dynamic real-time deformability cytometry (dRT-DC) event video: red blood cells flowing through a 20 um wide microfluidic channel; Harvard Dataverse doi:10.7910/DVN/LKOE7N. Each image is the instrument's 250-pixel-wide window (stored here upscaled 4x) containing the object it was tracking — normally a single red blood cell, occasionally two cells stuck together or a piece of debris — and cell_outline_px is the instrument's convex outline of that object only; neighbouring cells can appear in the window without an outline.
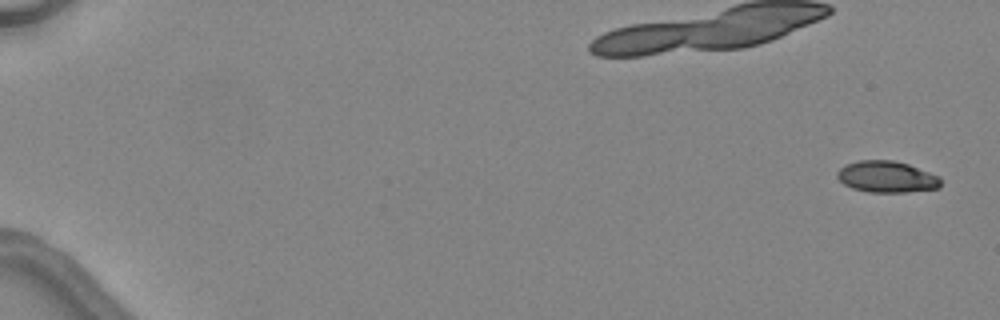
{"species": "common noctule bat (a hibernating species)", "species_latin": "Nyctalus noctula", "temperature_condition": "warm", "stored_images_in_passage": 6, "camera_frame_rate_fps": 3000, "um_per_image_px": 0.085, "animal": {"sex": "female", "body_mass_g": 24.6, "forearm_length_mm": 56.2}, "frame": {"image": 1, "passage_image": 1, "time_ms": 0.0, "image_size_px": [1000, 320], "cell_outline_px": [[940, 188], [908, 192], [868, 192], [852, 188], [844, 184], [836, 176], [836, 172], [840, 168], [848, 164], [860, 160], [892, 160], [908, 164], [940, 176]], "centroid_in_image_um": [75.38, 15.03], "position_along_channel_um": 9.6, "area_um2": 18.96}}
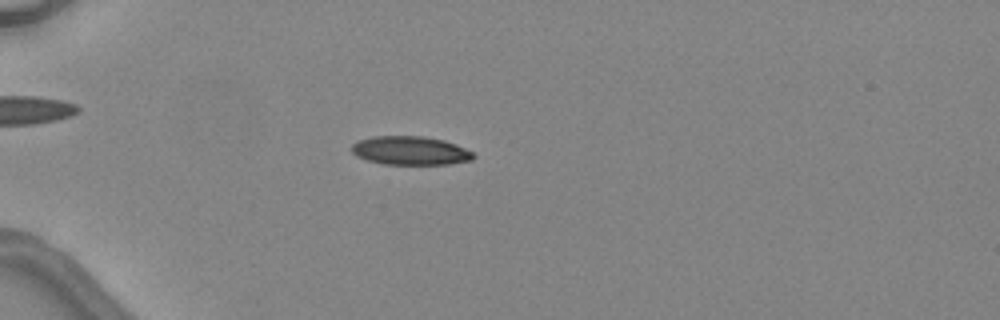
{"frame": {"image": 2, "passage_image": 5, "time_ms": 4.667, "image_size_px": [1000, 320], "cell_outline_px": [[476, 156], [472, 160], [448, 164], [384, 164], [368, 160], [356, 156], [352, 152], [352, 144], [356, 140], [372, 136], [424, 136], [444, 140], [456, 144], [472, 152]], "centroid_in_image_um": [34.86, 12.79], "position_along_channel_um": 50.1, "area_um2": 20.4}}